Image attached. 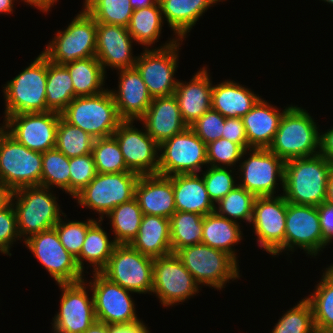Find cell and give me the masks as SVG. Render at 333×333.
Masks as SVG:
<instances>
[{"instance_id":"6da1fadb","label":"cell","mask_w":333,"mask_h":333,"mask_svg":"<svg viewBox=\"0 0 333 333\" xmlns=\"http://www.w3.org/2000/svg\"><path fill=\"white\" fill-rule=\"evenodd\" d=\"M333 164L318 154L285 161L283 195L296 205L319 206L327 200V188Z\"/></svg>"},{"instance_id":"7a4b0ae2","label":"cell","mask_w":333,"mask_h":333,"mask_svg":"<svg viewBox=\"0 0 333 333\" xmlns=\"http://www.w3.org/2000/svg\"><path fill=\"white\" fill-rule=\"evenodd\" d=\"M303 108L289 105L282 115L269 150L284 162L312 157L320 151V129Z\"/></svg>"},{"instance_id":"3957f363","label":"cell","mask_w":333,"mask_h":333,"mask_svg":"<svg viewBox=\"0 0 333 333\" xmlns=\"http://www.w3.org/2000/svg\"><path fill=\"white\" fill-rule=\"evenodd\" d=\"M56 199L50 188L43 186L23 187L11 192L10 201L15 209L20 238L24 237L25 241L31 235L53 228L61 214L66 217Z\"/></svg>"},{"instance_id":"277c9868","label":"cell","mask_w":333,"mask_h":333,"mask_svg":"<svg viewBox=\"0 0 333 333\" xmlns=\"http://www.w3.org/2000/svg\"><path fill=\"white\" fill-rule=\"evenodd\" d=\"M61 117L94 139L112 136L123 121L107 88L96 95L75 97L61 113Z\"/></svg>"},{"instance_id":"5b68a950","label":"cell","mask_w":333,"mask_h":333,"mask_svg":"<svg viewBox=\"0 0 333 333\" xmlns=\"http://www.w3.org/2000/svg\"><path fill=\"white\" fill-rule=\"evenodd\" d=\"M20 74L3 87L5 116L44 113L46 105L47 58L41 53Z\"/></svg>"},{"instance_id":"8992f818","label":"cell","mask_w":333,"mask_h":333,"mask_svg":"<svg viewBox=\"0 0 333 333\" xmlns=\"http://www.w3.org/2000/svg\"><path fill=\"white\" fill-rule=\"evenodd\" d=\"M175 254L199 285L222 290L230 280L240 279L238 262L225 251L199 243Z\"/></svg>"},{"instance_id":"52a82bcc","label":"cell","mask_w":333,"mask_h":333,"mask_svg":"<svg viewBox=\"0 0 333 333\" xmlns=\"http://www.w3.org/2000/svg\"><path fill=\"white\" fill-rule=\"evenodd\" d=\"M42 153L19 143L0 126V184L10 192L41 186Z\"/></svg>"},{"instance_id":"ba28073f","label":"cell","mask_w":333,"mask_h":333,"mask_svg":"<svg viewBox=\"0 0 333 333\" xmlns=\"http://www.w3.org/2000/svg\"><path fill=\"white\" fill-rule=\"evenodd\" d=\"M97 22L83 9L64 31L57 32L42 54L53 63L66 65L75 60L95 57Z\"/></svg>"},{"instance_id":"9c48e42d","label":"cell","mask_w":333,"mask_h":333,"mask_svg":"<svg viewBox=\"0 0 333 333\" xmlns=\"http://www.w3.org/2000/svg\"><path fill=\"white\" fill-rule=\"evenodd\" d=\"M139 177L135 172L97 173L73 198L80 206L101 214L99 218L104 220L116 206L134 198Z\"/></svg>"},{"instance_id":"30bf717a","label":"cell","mask_w":333,"mask_h":333,"mask_svg":"<svg viewBox=\"0 0 333 333\" xmlns=\"http://www.w3.org/2000/svg\"><path fill=\"white\" fill-rule=\"evenodd\" d=\"M154 258L141 254L130 244H117L100 273L133 293L150 294L153 288Z\"/></svg>"},{"instance_id":"8fae6325","label":"cell","mask_w":333,"mask_h":333,"mask_svg":"<svg viewBox=\"0 0 333 333\" xmlns=\"http://www.w3.org/2000/svg\"><path fill=\"white\" fill-rule=\"evenodd\" d=\"M177 37L157 49H145L137 57L135 67L141 74L149 94L154 97L174 95L178 80L174 78L178 67L179 46Z\"/></svg>"},{"instance_id":"7c38bea8","label":"cell","mask_w":333,"mask_h":333,"mask_svg":"<svg viewBox=\"0 0 333 333\" xmlns=\"http://www.w3.org/2000/svg\"><path fill=\"white\" fill-rule=\"evenodd\" d=\"M158 174H198L207 165V145L187 127L159 145Z\"/></svg>"},{"instance_id":"4fadbf2b","label":"cell","mask_w":333,"mask_h":333,"mask_svg":"<svg viewBox=\"0 0 333 333\" xmlns=\"http://www.w3.org/2000/svg\"><path fill=\"white\" fill-rule=\"evenodd\" d=\"M24 243L57 284L84 280L76 258L64 248L54 227L31 235Z\"/></svg>"},{"instance_id":"5bb4252c","label":"cell","mask_w":333,"mask_h":333,"mask_svg":"<svg viewBox=\"0 0 333 333\" xmlns=\"http://www.w3.org/2000/svg\"><path fill=\"white\" fill-rule=\"evenodd\" d=\"M199 287L176 254L154 258L151 293L156 294L164 307L183 303L199 293Z\"/></svg>"},{"instance_id":"9a60e30c","label":"cell","mask_w":333,"mask_h":333,"mask_svg":"<svg viewBox=\"0 0 333 333\" xmlns=\"http://www.w3.org/2000/svg\"><path fill=\"white\" fill-rule=\"evenodd\" d=\"M87 284L94 301L96 320L107 325L133 324L137 318L134 300L127 289L113 283L100 272Z\"/></svg>"},{"instance_id":"2e32d148","label":"cell","mask_w":333,"mask_h":333,"mask_svg":"<svg viewBox=\"0 0 333 333\" xmlns=\"http://www.w3.org/2000/svg\"><path fill=\"white\" fill-rule=\"evenodd\" d=\"M60 117L52 111L19 113L4 118L2 127L28 149L44 153L55 148Z\"/></svg>"},{"instance_id":"e0dca14e","label":"cell","mask_w":333,"mask_h":333,"mask_svg":"<svg viewBox=\"0 0 333 333\" xmlns=\"http://www.w3.org/2000/svg\"><path fill=\"white\" fill-rule=\"evenodd\" d=\"M287 201L284 195L256 197L253 204L254 232L259 247L274 256L284 251Z\"/></svg>"},{"instance_id":"ac0fdd59","label":"cell","mask_w":333,"mask_h":333,"mask_svg":"<svg viewBox=\"0 0 333 333\" xmlns=\"http://www.w3.org/2000/svg\"><path fill=\"white\" fill-rule=\"evenodd\" d=\"M248 151L249 157L239 163V186L255 197L274 196L276 181L279 180L284 188L285 162L269 149L251 148Z\"/></svg>"},{"instance_id":"d6986e66","label":"cell","mask_w":333,"mask_h":333,"mask_svg":"<svg viewBox=\"0 0 333 333\" xmlns=\"http://www.w3.org/2000/svg\"><path fill=\"white\" fill-rule=\"evenodd\" d=\"M84 281L58 284L62 296L53 318L54 333H83L96 321L93 296L89 297Z\"/></svg>"},{"instance_id":"ffe728a7","label":"cell","mask_w":333,"mask_h":333,"mask_svg":"<svg viewBox=\"0 0 333 333\" xmlns=\"http://www.w3.org/2000/svg\"><path fill=\"white\" fill-rule=\"evenodd\" d=\"M133 120H123L113 133L127 168L139 175L158 174L159 144L146 132L138 130Z\"/></svg>"},{"instance_id":"44dd1931","label":"cell","mask_w":333,"mask_h":333,"mask_svg":"<svg viewBox=\"0 0 333 333\" xmlns=\"http://www.w3.org/2000/svg\"><path fill=\"white\" fill-rule=\"evenodd\" d=\"M285 225L284 252L299 247L315 257L325 248L317 206L287 202Z\"/></svg>"},{"instance_id":"7402d4cb","label":"cell","mask_w":333,"mask_h":333,"mask_svg":"<svg viewBox=\"0 0 333 333\" xmlns=\"http://www.w3.org/2000/svg\"><path fill=\"white\" fill-rule=\"evenodd\" d=\"M133 42L126 27L97 23L95 57L103 70H106V66L115 70L135 67L138 56L132 54Z\"/></svg>"},{"instance_id":"603a6c76","label":"cell","mask_w":333,"mask_h":333,"mask_svg":"<svg viewBox=\"0 0 333 333\" xmlns=\"http://www.w3.org/2000/svg\"><path fill=\"white\" fill-rule=\"evenodd\" d=\"M118 90H110L122 120H139L149 108L153 97L136 67L118 70Z\"/></svg>"},{"instance_id":"cb8c5ba5","label":"cell","mask_w":333,"mask_h":333,"mask_svg":"<svg viewBox=\"0 0 333 333\" xmlns=\"http://www.w3.org/2000/svg\"><path fill=\"white\" fill-rule=\"evenodd\" d=\"M143 215L170 219L176 211L172 176L140 175L134 196Z\"/></svg>"},{"instance_id":"d4e9b609","label":"cell","mask_w":333,"mask_h":333,"mask_svg":"<svg viewBox=\"0 0 333 333\" xmlns=\"http://www.w3.org/2000/svg\"><path fill=\"white\" fill-rule=\"evenodd\" d=\"M160 145L188 126L183 121L175 95L154 97L146 113L138 120Z\"/></svg>"},{"instance_id":"484cf974","label":"cell","mask_w":333,"mask_h":333,"mask_svg":"<svg viewBox=\"0 0 333 333\" xmlns=\"http://www.w3.org/2000/svg\"><path fill=\"white\" fill-rule=\"evenodd\" d=\"M206 67L193 75L189 82L178 81L175 97L183 121L189 127L211 109L212 81Z\"/></svg>"},{"instance_id":"4316f807","label":"cell","mask_w":333,"mask_h":333,"mask_svg":"<svg viewBox=\"0 0 333 333\" xmlns=\"http://www.w3.org/2000/svg\"><path fill=\"white\" fill-rule=\"evenodd\" d=\"M267 101L260 98L252 109L242 117L248 139V149H268L278 130L279 122L284 114Z\"/></svg>"},{"instance_id":"83f0119b","label":"cell","mask_w":333,"mask_h":333,"mask_svg":"<svg viewBox=\"0 0 333 333\" xmlns=\"http://www.w3.org/2000/svg\"><path fill=\"white\" fill-rule=\"evenodd\" d=\"M199 174H177L172 176L176 211L205 216L215 211L208 196L203 177Z\"/></svg>"},{"instance_id":"f1b7e54d","label":"cell","mask_w":333,"mask_h":333,"mask_svg":"<svg viewBox=\"0 0 333 333\" xmlns=\"http://www.w3.org/2000/svg\"><path fill=\"white\" fill-rule=\"evenodd\" d=\"M260 98L248 87L232 80H225L212 87L211 109L225 118H242Z\"/></svg>"},{"instance_id":"f546056e","label":"cell","mask_w":333,"mask_h":333,"mask_svg":"<svg viewBox=\"0 0 333 333\" xmlns=\"http://www.w3.org/2000/svg\"><path fill=\"white\" fill-rule=\"evenodd\" d=\"M223 0H158L165 19L175 37L185 39L209 7Z\"/></svg>"},{"instance_id":"4dcf8cb0","label":"cell","mask_w":333,"mask_h":333,"mask_svg":"<svg viewBox=\"0 0 333 333\" xmlns=\"http://www.w3.org/2000/svg\"><path fill=\"white\" fill-rule=\"evenodd\" d=\"M130 245L141 254L152 258L172 254L170 219L143 215L138 234Z\"/></svg>"},{"instance_id":"1f68e13d","label":"cell","mask_w":333,"mask_h":333,"mask_svg":"<svg viewBox=\"0 0 333 333\" xmlns=\"http://www.w3.org/2000/svg\"><path fill=\"white\" fill-rule=\"evenodd\" d=\"M242 235L238 222L220 216L215 211L203 218L201 243L225 251L237 262L236 250L232 247L242 240Z\"/></svg>"},{"instance_id":"d6a6232c","label":"cell","mask_w":333,"mask_h":333,"mask_svg":"<svg viewBox=\"0 0 333 333\" xmlns=\"http://www.w3.org/2000/svg\"><path fill=\"white\" fill-rule=\"evenodd\" d=\"M102 220H96L89 228L81 248L80 255L76 258L78 267L84 273V260L93 267V272H100L108 263L110 256L117 245L108 238V234L101 227Z\"/></svg>"},{"instance_id":"836d02e7","label":"cell","mask_w":333,"mask_h":333,"mask_svg":"<svg viewBox=\"0 0 333 333\" xmlns=\"http://www.w3.org/2000/svg\"><path fill=\"white\" fill-rule=\"evenodd\" d=\"M64 66L72 78L75 97L96 95L106 90L102 87L106 71L96 57L75 60Z\"/></svg>"},{"instance_id":"e575fe53","label":"cell","mask_w":333,"mask_h":333,"mask_svg":"<svg viewBox=\"0 0 333 333\" xmlns=\"http://www.w3.org/2000/svg\"><path fill=\"white\" fill-rule=\"evenodd\" d=\"M305 298L312 306L317 333H333V264L323 272L314 293Z\"/></svg>"},{"instance_id":"d590c367","label":"cell","mask_w":333,"mask_h":333,"mask_svg":"<svg viewBox=\"0 0 333 333\" xmlns=\"http://www.w3.org/2000/svg\"><path fill=\"white\" fill-rule=\"evenodd\" d=\"M47 112L62 113L75 98L72 78L64 65H58L47 59L46 82Z\"/></svg>"},{"instance_id":"8d00e7d4","label":"cell","mask_w":333,"mask_h":333,"mask_svg":"<svg viewBox=\"0 0 333 333\" xmlns=\"http://www.w3.org/2000/svg\"><path fill=\"white\" fill-rule=\"evenodd\" d=\"M163 20L160 4L157 2L155 5L135 9L127 29L136 43L149 49V46L158 42Z\"/></svg>"},{"instance_id":"74e56055","label":"cell","mask_w":333,"mask_h":333,"mask_svg":"<svg viewBox=\"0 0 333 333\" xmlns=\"http://www.w3.org/2000/svg\"><path fill=\"white\" fill-rule=\"evenodd\" d=\"M106 217L110 219L113 227L114 241L116 244H131L136 238L143 213L134 197L111 210Z\"/></svg>"},{"instance_id":"f35d334b","label":"cell","mask_w":333,"mask_h":333,"mask_svg":"<svg viewBox=\"0 0 333 333\" xmlns=\"http://www.w3.org/2000/svg\"><path fill=\"white\" fill-rule=\"evenodd\" d=\"M204 216L196 213L175 211L170 218L172 253L202 242Z\"/></svg>"},{"instance_id":"ab89813d","label":"cell","mask_w":333,"mask_h":333,"mask_svg":"<svg viewBox=\"0 0 333 333\" xmlns=\"http://www.w3.org/2000/svg\"><path fill=\"white\" fill-rule=\"evenodd\" d=\"M97 23L128 27L134 9L130 0H85L83 7Z\"/></svg>"},{"instance_id":"60d3db41","label":"cell","mask_w":333,"mask_h":333,"mask_svg":"<svg viewBox=\"0 0 333 333\" xmlns=\"http://www.w3.org/2000/svg\"><path fill=\"white\" fill-rule=\"evenodd\" d=\"M41 186H55L70 195L69 158L56 148L42 153Z\"/></svg>"},{"instance_id":"b9f144b4","label":"cell","mask_w":333,"mask_h":333,"mask_svg":"<svg viewBox=\"0 0 333 333\" xmlns=\"http://www.w3.org/2000/svg\"><path fill=\"white\" fill-rule=\"evenodd\" d=\"M94 138L60 117L55 148L68 158L92 153Z\"/></svg>"},{"instance_id":"7bdbcfd3","label":"cell","mask_w":333,"mask_h":333,"mask_svg":"<svg viewBox=\"0 0 333 333\" xmlns=\"http://www.w3.org/2000/svg\"><path fill=\"white\" fill-rule=\"evenodd\" d=\"M255 196L245 188L237 185L215 206V212L229 220H245L249 224L253 217Z\"/></svg>"},{"instance_id":"ee69618b","label":"cell","mask_w":333,"mask_h":333,"mask_svg":"<svg viewBox=\"0 0 333 333\" xmlns=\"http://www.w3.org/2000/svg\"><path fill=\"white\" fill-rule=\"evenodd\" d=\"M92 156L97 173L132 172L127 168L119 144L113 136L95 139Z\"/></svg>"},{"instance_id":"f6af8a7d","label":"cell","mask_w":333,"mask_h":333,"mask_svg":"<svg viewBox=\"0 0 333 333\" xmlns=\"http://www.w3.org/2000/svg\"><path fill=\"white\" fill-rule=\"evenodd\" d=\"M271 333H317L310 302L306 298L299 301L278 320Z\"/></svg>"},{"instance_id":"bcb514c9","label":"cell","mask_w":333,"mask_h":333,"mask_svg":"<svg viewBox=\"0 0 333 333\" xmlns=\"http://www.w3.org/2000/svg\"><path fill=\"white\" fill-rule=\"evenodd\" d=\"M248 154L240 144L220 138L207 144V166L228 168L238 163Z\"/></svg>"},{"instance_id":"7dc6e473","label":"cell","mask_w":333,"mask_h":333,"mask_svg":"<svg viewBox=\"0 0 333 333\" xmlns=\"http://www.w3.org/2000/svg\"><path fill=\"white\" fill-rule=\"evenodd\" d=\"M88 221H60L54 226L60 242L64 248L75 258L80 255L82 245L84 243L88 228L96 221L95 219H87ZM67 222V223H66Z\"/></svg>"},{"instance_id":"c3c4849f","label":"cell","mask_w":333,"mask_h":333,"mask_svg":"<svg viewBox=\"0 0 333 333\" xmlns=\"http://www.w3.org/2000/svg\"><path fill=\"white\" fill-rule=\"evenodd\" d=\"M232 172L225 167L208 166L202 173L208 196L214 205L238 185Z\"/></svg>"},{"instance_id":"681fc988","label":"cell","mask_w":333,"mask_h":333,"mask_svg":"<svg viewBox=\"0 0 333 333\" xmlns=\"http://www.w3.org/2000/svg\"><path fill=\"white\" fill-rule=\"evenodd\" d=\"M70 195L74 197L96 176V166L92 153L69 158Z\"/></svg>"},{"instance_id":"f907efd6","label":"cell","mask_w":333,"mask_h":333,"mask_svg":"<svg viewBox=\"0 0 333 333\" xmlns=\"http://www.w3.org/2000/svg\"><path fill=\"white\" fill-rule=\"evenodd\" d=\"M225 117L210 109L189 127L207 145L222 137Z\"/></svg>"},{"instance_id":"816d5d0a","label":"cell","mask_w":333,"mask_h":333,"mask_svg":"<svg viewBox=\"0 0 333 333\" xmlns=\"http://www.w3.org/2000/svg\"><path fill=\"white\" fill-rule=\"evenodd\" d=\"M16 238L21 240L15 209L12 202L9 201L0 209V252L11 256L12 254L9 252Z\"/></svg>"},{"instance_id":"f5cc1de1","label":"cell","mask_w":333,"mask_h":333,"mask_svg":"<svg viewBox=\"0 0 333 333\" xmlns=\"http://www.w3.org/2000/svg\"><path fill=\"white\" fill-rule=\"evenodd\" d=\"M222 138L240 144L245 150H247L248 139L242 118H225Z\"/></svg>"},{"instance_id":"db71d44e","label":"cell","mask_w":333,"mask_h":333,"mask_svg":"<svg viewBox=\"0 0 333 333\" xmlns=\"http://www.w3.org/2000/svg\"><path fill=\"white\" fill-rule=\"evenodd\" d=\"M319 213V222L325 244L328 245L333 240V205L324 202L317 206Z\"/></svg>"},{"instance_id":"11a10c76","label":"cell","mask_w":333,"mask_h":333,"mask_svg":"<svg viewBox=\"0 0 333 333\" xmlns=\"http://www.w3.org/2000/svg\"><path fill=\"white\" fill-rule=\"evenodd\" d=\"M319 154L327 158L333 164V127L320 135Z\"/></svg>"},{"instance_id":"9f6ffc18","label":"cell","mask_w":333,"mask_h":333,"mask_svg":"<svg viewBox=\"0 0 333 333\" xmlns=\"http://www.w3.org/2000/svg\"><path fill=\"white\" fill-rule=\"evenodd\" d=\"M142 320L133 324L110 325V333H150Z\"/></svg>"},{"instance_id":"6f0895ef","label":"cell","mask_w":333,"mask_h":333,"mask_svg":"<svg viewBox=\"0 0 333 333\" xmlns=\"http://www.w3.org/2000/svg\"><path fill=\"white\" fill-rule=\"evenodd\" d=\"M58 2V0H26L28 5H31L38 10L44 12H48L50 8L54 5V3Z\"/></svg>"},{"instance_id":"680465c9","label":"cell","mask_w":333,"mask_h":333,"mask_svg":"<svg viewBox=\"0 0 333 333\" xmlns=\"http://www.w3.org/2000/svg\"><path fill=\"white\" fill-rule=\"evenodd\" d=\"M83 333H110V325L103 322L95 321L87 330Z\"/></svg>"},{"instance_id":"91938a15","label":"cell","mask_w":333,"mask_h":333,"mask_svg":"<svg viewBox=\"0 0 333 333\" xmlns=\"http://www.w3.org/2000/svg\"><path fill=\"white\" fill-rule=\"evenodd\" d=\"M157 2L158 0H130V4L134 10L155 5Z\"/></svg>"},{"instance_id":"94428289","label":"cell","mask_w":333,"mask_h":333,"mask_svg":"<svg viewBox=\"0 0 333 333\" xmlns=\"http://www.w3.org/2000/svg\"><path fill=\"white\" fill-rule=\"evenodd\" d=\"M11 192L0 184V209L10 201Z\"/></svg>"},{"instance_id":"6125c7cd","label":"cell","mask_w":333,"mask_h":333,"mask_svg":"<svg viewBox=\"0 0 333 333\" xmlns=\"http://www.w3.org/2000/svg\"><path fill=\"white\" fill-rule=\"evenodd\" d=\"M13 2H15V0H0V13H13Z\"/></svg>"},{"instance_id":"be15d7a7","label":"cell","mask_w":333,"mask_h":333,"mask_svg":"<svg viewBox=\"0 0 333 333\" xmlns=\"http://www.w3.org/2000/svg\"><path fill=\"white\" fill-rule=\"evenodd\" d=\"M326 202L333 205V169L331 170L329 177Z\"/></svg>"},{"instance_id":"e7e4bbea","label":"cell","mask_w":333,"mask_h":333,"mask_svg":"<svg viewBox=\"0 0 333 333\" xmlns=\"http://www.w3.org/2000/svg\"><path fill=\"white\" fill-rule=\"evenodd\" d=\"M322 1H324V2H327V3H329V4H332V5H333V0H322Z\"/></svg>"}]
</instances>
